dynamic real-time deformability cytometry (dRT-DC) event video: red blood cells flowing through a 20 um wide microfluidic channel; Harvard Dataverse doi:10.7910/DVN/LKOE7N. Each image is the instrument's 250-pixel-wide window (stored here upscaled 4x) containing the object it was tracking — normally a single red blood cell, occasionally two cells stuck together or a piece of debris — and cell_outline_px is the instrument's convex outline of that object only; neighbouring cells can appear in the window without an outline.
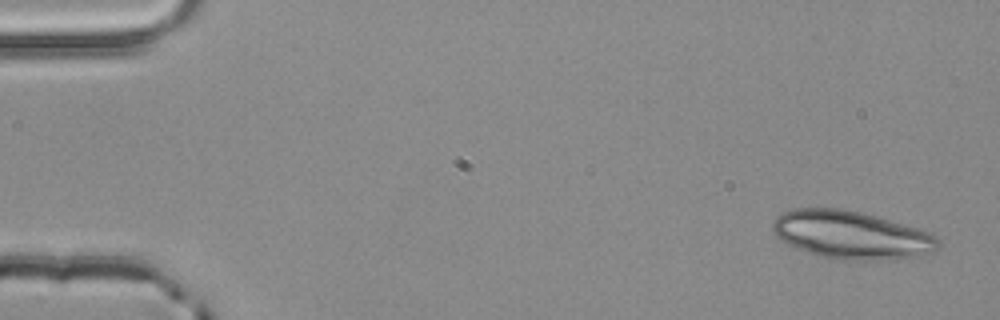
{"species": "common noctule bat (a hibernating species)", "species_latin": "Nyctalus noctula", "temperature_condition": "room temperature", "stored_images_in_passage": 4, "camera_frame_rate_fps": 3000, "um_per_image_px": 0.085, "animal": {"sex": "male", "body_mass_g": 20.4}, "frame": {"image": 1, "passage_image": 1, "time_ms": 0.0, "image_size_px": [1000, 320], "cell_outline_px": [[940, 248], [936, 252], [920, 256], [884, 260], [828, 260], [808, 252], [776, 236], [772, 232], [772, 220], [780, 212], [792, 208], [840, 208], [860, 212], [876, 216], [932, 232], [940, 240]], "centroid_in_image_um": [72.4, 19.97], "position_along_channel_um": 12.6, "area_um2": 46.88}}